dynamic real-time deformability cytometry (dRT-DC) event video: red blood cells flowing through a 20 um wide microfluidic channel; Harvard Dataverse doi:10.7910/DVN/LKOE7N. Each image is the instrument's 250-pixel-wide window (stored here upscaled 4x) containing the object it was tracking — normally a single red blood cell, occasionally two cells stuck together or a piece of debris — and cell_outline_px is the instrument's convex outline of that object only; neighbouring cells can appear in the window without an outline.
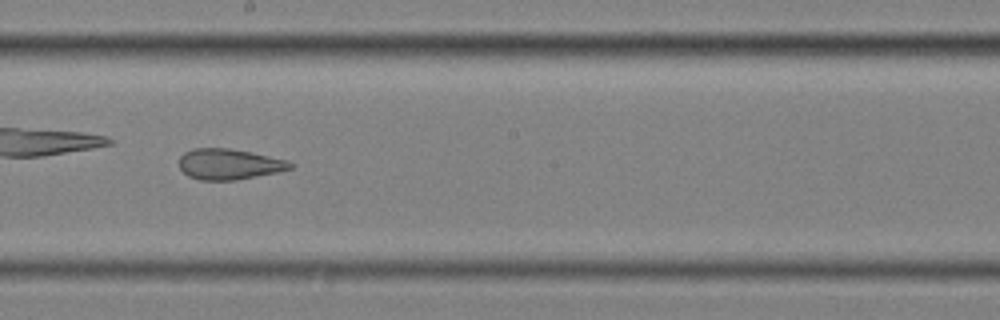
{"species": "common noctule bat (a hibernating species)", "species_latin": "Nyctalus noctula", "temperature_condition": "cold", "stored_images_in_passage": 55, "camera_frame_rate_fps": 3000, "um_per_image_px": 0.085, "animal": {"sex": "female", "body_mass_g": 25.1}, "frame": {"image": 1, "passage_image": 32, "time_ms": 10.333, "image_size_px": [1000, 320], "cell_outline_px": [[296, 164], [292, 168], [280, 172], [236, 180], [200, 180], [188, 176], [180, 168], [180, 156], [184, 152], [192, 148], [228, 148], [288, 160]], "centroid_in_image_um": [19.5, 13.96], "position_along_channel_um": 228.7, "area_um2": 19.94}, "authors_computed_cell_mechanics": {"area_um2": 25.3164, "velocity_mm_per_s": 3.5, "shape_relaxation_time_tau1_ms": null, "shape_relaxation_time_tau2_ms": 2.1819, "deformation_change_tau1": null, "deformation_change_tau2": 0.1061}}